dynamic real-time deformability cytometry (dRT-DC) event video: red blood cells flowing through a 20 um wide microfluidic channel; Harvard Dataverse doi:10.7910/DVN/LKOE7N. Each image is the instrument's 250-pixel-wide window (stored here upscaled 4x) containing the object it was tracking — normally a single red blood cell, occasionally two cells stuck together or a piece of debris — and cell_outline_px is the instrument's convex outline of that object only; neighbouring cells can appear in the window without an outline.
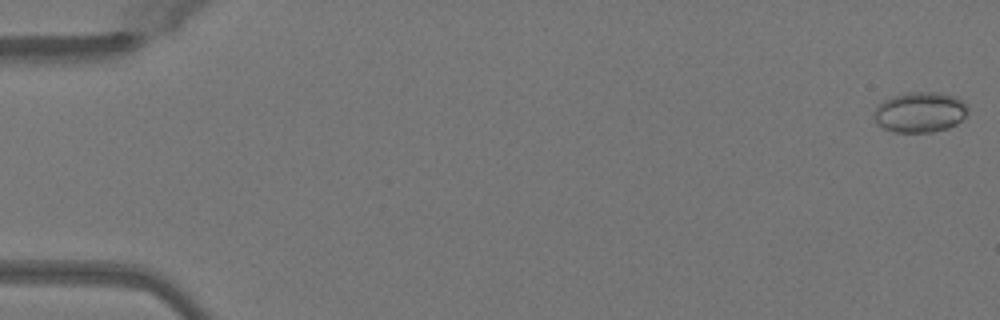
{"species": "Egyptian fruit bat (a non-hibernating species)", "species_latin": "Rousettus aegyptiacus", "temperature_condition": "warm", "stored_images_in_passage": 7, "camera_frame_rate_fps": 3000, "um_per_image_px": 0.085, "animal": {"sex": "female"}, "frame": {"image": 1, "passage_image": 1, "time_ms": 0.0, "image_size_px": [1000, 320], "cell_outline_px": [[968, 112], [956, 124], [948, 128], [932, 132], [892, 132], [876, 124], [872, 116], [876, 108], [884, 100], [892, 96], [908, 92], [936, 92], [956, 96], [964, 100], [968, 104]], "centroid_in_image_um": [78.2, 9.53], "position_along_channel_um": 6.8, "area_um2": 22.37}}